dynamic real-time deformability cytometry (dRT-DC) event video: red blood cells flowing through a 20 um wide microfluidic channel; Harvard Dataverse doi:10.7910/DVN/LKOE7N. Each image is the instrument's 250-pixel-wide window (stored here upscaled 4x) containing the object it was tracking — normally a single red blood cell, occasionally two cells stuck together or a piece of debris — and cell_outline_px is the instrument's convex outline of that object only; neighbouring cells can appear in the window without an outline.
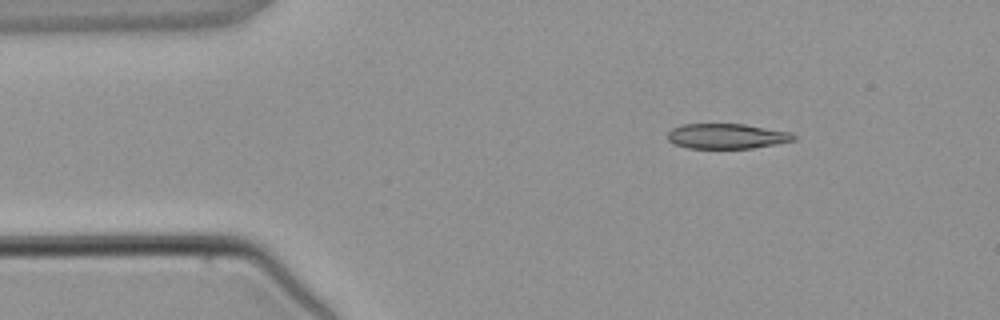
{"species": "common noctule bat (a hibernating species)", "species_latin": "Nyctalus noctula", "temperature_condition": "warm", "stored_images_in_passage": 2, "camera_frame_rate_fps": 3000, "um_per_image_px": 0.085, "animal": {"sex": "male", "body_mass_g": 21.5, "forearm_length_mm": 52.0}, "frame": {"image": 1, "passage_image": 1, "time_ms": 0.0, "image_size_px": [1000, 320], "cell_outline_px": [[796, 140], [776, 144], [752, 148], [688, 148], [676, 144], [668, 140], [668, 132], [672, 128], [684, 124], [744, 124], [792, 132], [796, 136]], "centroid_in_image_um": [61.81, 11.57], "position_along_channel_um": 23.2, "area_um2": 18.44}}